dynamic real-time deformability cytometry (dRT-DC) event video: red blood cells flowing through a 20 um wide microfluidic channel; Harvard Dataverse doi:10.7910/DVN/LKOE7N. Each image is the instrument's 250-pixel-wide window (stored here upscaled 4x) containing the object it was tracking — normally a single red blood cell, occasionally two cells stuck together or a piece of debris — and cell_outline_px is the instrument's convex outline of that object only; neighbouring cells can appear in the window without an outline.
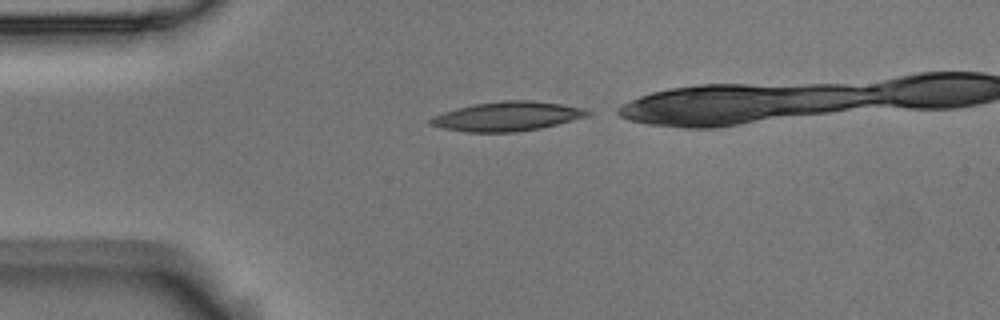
{"species": "Egyptian fruit bat (a non-hibernating species)", "species_latin": "Rousettus aegyptiacus", "temperature_condition": "room temperature", "stored_images_in_passage": 6, "camera_frame_rate_fps": 3000, "um_per_image_px": 0.085, "animal": {"sex": "male"}, "frame": {"image": 1, "passage_image": 1, "time_ms": 0.0, "image_size_px": [1000, 320], "cell_outline_px": [[592, 112], [588, 116], [540, 128], [516, 132], [468, 132], [440, 128], [428, 124], [428, 120], [432, 116], [456, 108], [472, 104], [504, 100], [528, 100], [560, 104], [580, 108]], "centroid_in_image_um": [43.03, 9.89], "position_along_channel_um": 42.0, "area_um2": 26.7}}
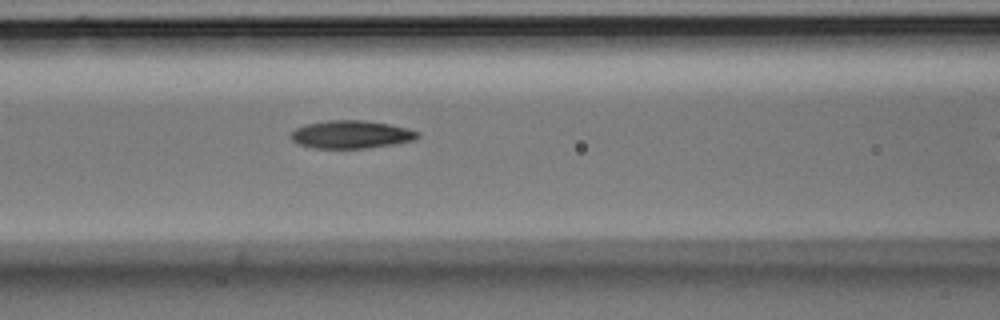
{"frame": {"image": 2, "passage_image": 5, "time_ms": 1.333, "image_size_px": [1000, 320], "cell_outline_px": [[420, 136], [416, 140], [368, 148], [312, 148], [296, 144], [288, 136], [296, 128], [304, 124], [328, 120], [364, 120], [388, 124], [408, 128], [420, 132]], "centroid_in_image_um": [29.83, 11.43], "position_along_channel_um": 136.8, "area_um2": 20.87}}